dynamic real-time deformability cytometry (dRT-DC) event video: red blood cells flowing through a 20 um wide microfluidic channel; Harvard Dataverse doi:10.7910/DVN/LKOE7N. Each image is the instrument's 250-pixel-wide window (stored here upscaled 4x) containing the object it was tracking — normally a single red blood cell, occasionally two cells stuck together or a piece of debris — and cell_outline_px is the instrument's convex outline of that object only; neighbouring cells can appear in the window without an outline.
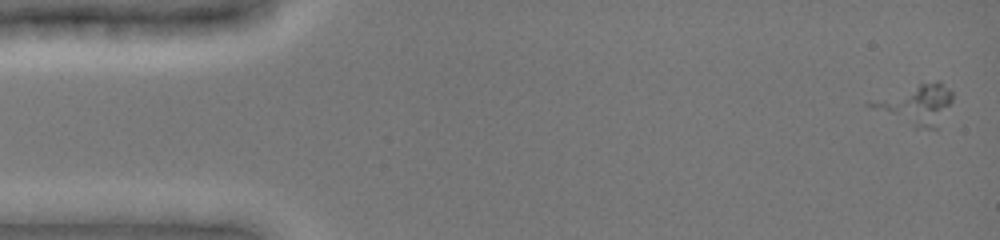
{"species": "common noctule bat (a hibernating species)", "species_latin": "Nyctalus noctula", "temperature_condition": "cold", "stored_images_in_passage": 2, "camera_frame_rate_fps": 3000, "um_per_image_px": 0.085, "animal": {"sex": "female", "body_mass_g": 19.0, "forearm_length_mm": 51.5}, "frame": {"image": 1, "passage_image": 2, "time_ms": 0.333, "image_size_px": [1000, 240], "cell_outline_px": [[952, 100], [936, 128], [916, 128], [872, 108], [864, 104], [920, 84], [936, 80], [940, 80], [952, 92]], "centroid_in_image_um": [77.93, 8.89], "position_along_channel_um": 7.1, "area_um2": 18.03}}